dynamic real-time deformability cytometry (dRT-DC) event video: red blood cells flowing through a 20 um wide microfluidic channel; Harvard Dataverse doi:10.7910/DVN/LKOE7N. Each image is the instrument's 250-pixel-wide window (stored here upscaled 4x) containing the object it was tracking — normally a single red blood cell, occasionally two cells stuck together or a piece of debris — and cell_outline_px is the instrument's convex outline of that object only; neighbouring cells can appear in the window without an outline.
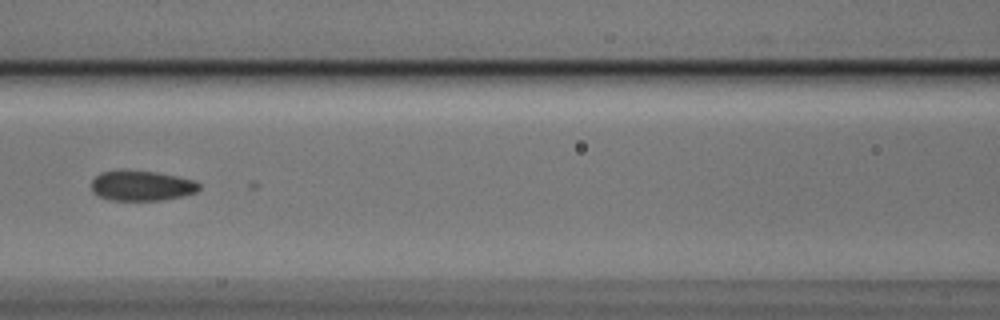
{"species": "Egyptian fruit bat (a non-hibernating species)", "species_latin": "Rousettus aegyptiacus", "temperature_condition": "cold", "stored_images_in_passage": 10, "camera_frame_rate_fps": 3000, "um_per_image_px": 0.085, "animal": {"sex": "male"}, "frame": {"image": 1, "passage_image": 6, "time_ms": 1.667, "image_size_px": [1000, 320], "cell_outline_px": [[200, 188], [196, 192], [184, 196], [160, 200], [108, 200], [92, 192], [92, 180], [100, 172], [124, 168], [156, 172], [176, 176], [192, 180], [200, 184]], "centroid_in_image_um": [12.0, 15.76], "position_along_channel_um": 154.6, "area_um2": 19.25}}
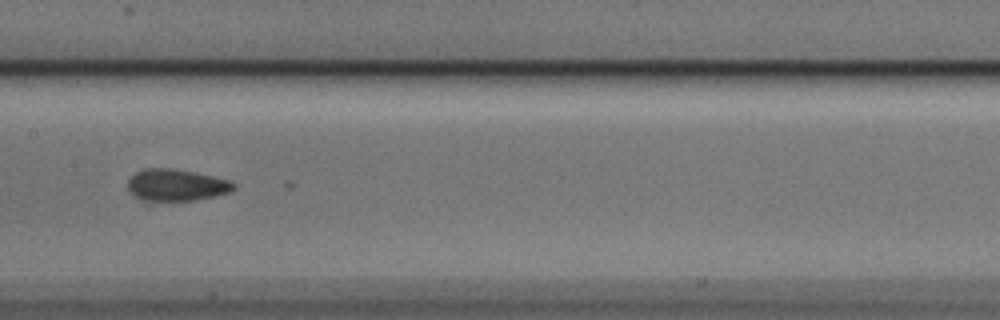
{"frame": {"image": 2, "passage_image": 7, "time_ms": 2.0, "image_size_px": [1000, 320], "cell_outline_px": [[236, 188], [228, 192], [216, 196], [196, 200], [144, 200], [136, 196], [128, 188], [128, 180], [136, 172], [144, 168], [172, 168], [212, 176], [228, 180], [236, 184]], "centroid_in_image_um": [15.0, 15.72], "position_along_channel_um": 192.4, "area_um2": 19.31}}
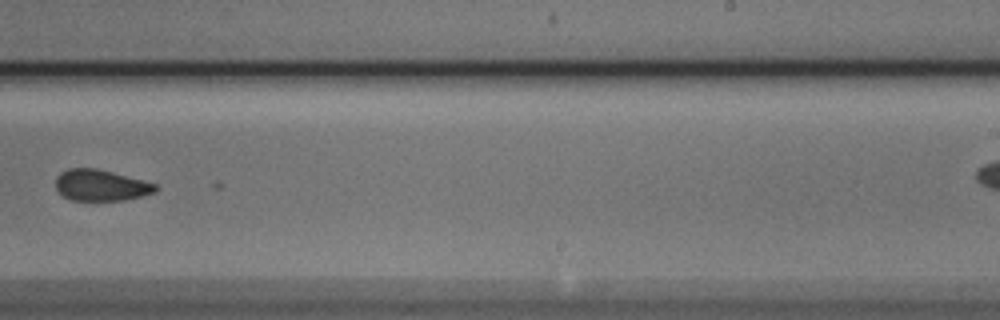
{"frame": {"image": 3, "passage_image": 9, "time_ms": 2.667, "image_size_px": [1000, 320], "cell_outline_px": [[156, 192], [124, 200], [72, 200], [64, 196], [56, 188], [56, 176], [60, 172], [68, 168], [96, 168], [112, 172], [156, 184]], "centroid_in_image_um": [8.54, 15.74], "position_along_channel_um": 280.5, "area_um2": 17.92}}